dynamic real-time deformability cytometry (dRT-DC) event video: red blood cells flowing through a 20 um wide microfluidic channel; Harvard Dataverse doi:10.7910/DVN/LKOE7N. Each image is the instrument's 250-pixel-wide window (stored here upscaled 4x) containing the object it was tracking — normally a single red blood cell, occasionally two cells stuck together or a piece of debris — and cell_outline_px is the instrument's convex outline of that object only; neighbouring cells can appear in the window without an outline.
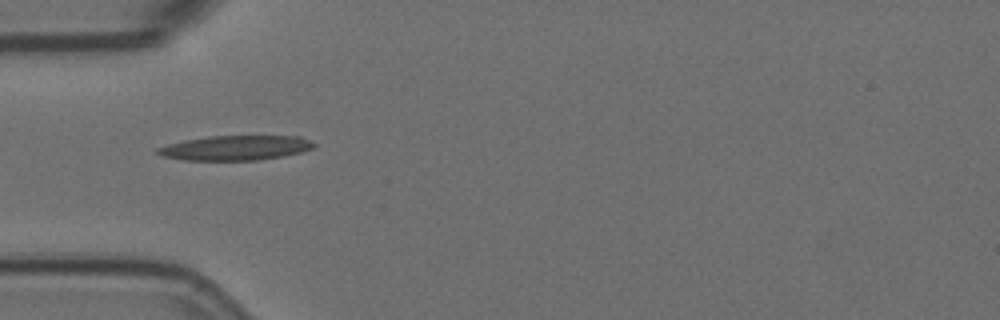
{"species": "Egyptian fruit bat (a non-hibernating species)", "species_latin": "Rousettus aegyptiacus", "temperature_condition": "room temperature", "stored_images_in_passage": 9, "camera_frame_rate_fps": 3000, "um_per_image_px": 0.085, "animal": {"sex": "female"}, "frame": {"image": 1, "passage_image": 3, "time_ms": 0.667, "image_size_px": [1000, 320], "cell_outline_px": [[316, 144], [312, 148], [300, 152], [284, 156], [256, 160], [184, 160], [160, 156], [156, 152], [156, 148], [168, 144], [184, 140], [212, 136], [300, 136]], "centroid_in_image_um": [19.98, 12.57], "position_along_channel_um": 65.0, "area_um2": 22.43}}
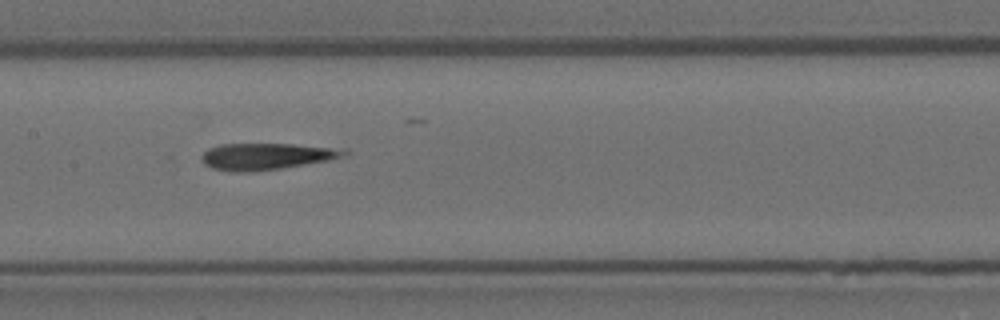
{"frame": {"image": 2, "passage_image": 6, "time_ms": 1.667, "image_size_px": [1000, 320], "cell_outline_px": [[348, 152], [344, 156], [328, 160], [284, 168], [252, 172], [228, 172], [212, 168], [204, 164], [200, 160], [200, 156], [208, 148], [220, 144], [292, 144], [348, 148]], "centroid_in_image_um": [22.64, 13.29], "position_along_channel_um": 184.8, "area_um2": 22.48}}
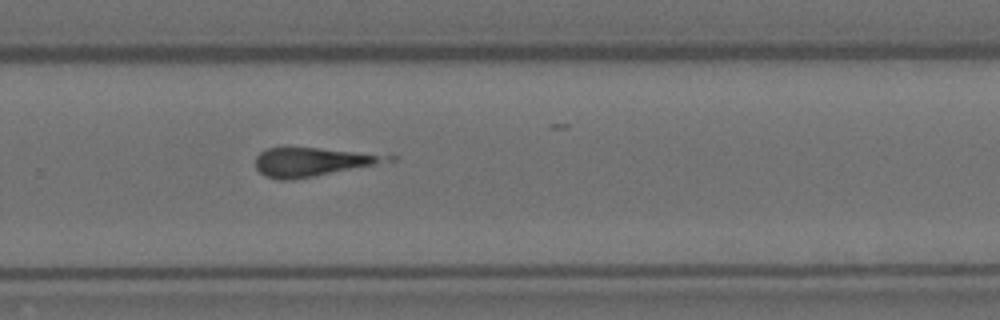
{"frame": {"image": 3, "passage_image": 9, "time_ms": 2.667, "image_size_px": [1000, 320], "cell_outline_px": [[380, 160], [372, 164], [292, 180], [280, 180], [264, 176], [256, 168], [256, 156], [260, 152], [268, 148], [288, 144], [352, 152], [376, 156]], "centroid_in_image_um": [26.1, 13.73], "position_along_channel_um": 303.7, "area_um2": 20.98}}